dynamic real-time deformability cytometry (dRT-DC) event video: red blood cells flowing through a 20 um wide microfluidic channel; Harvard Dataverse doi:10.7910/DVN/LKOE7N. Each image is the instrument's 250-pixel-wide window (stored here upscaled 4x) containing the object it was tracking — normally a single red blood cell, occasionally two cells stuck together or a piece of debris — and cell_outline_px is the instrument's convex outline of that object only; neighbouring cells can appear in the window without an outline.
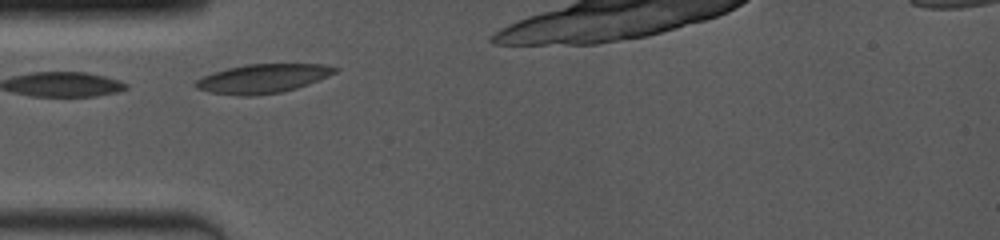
{"species": "common noctule bat (a hibernating species)", "species_latin": "Nyctalus noctula", "temperature_condition": "room temperature", "stored_images_in_passage": 5, "camera_frame_rate_fps": 4000, "um_per_image_px": 0.085, "animal": {"sex": "female", "body_mass_g": 19.0, "forearm_length_mm": 53.3}, "frame": {"image": 1, "passage_image": 1, "time_ms": 0.0, "image_size_px": [1000, 240], "cell_outline_px": [[340, 68], [336, 72], [308, 84], [284, 92], [256, 96], [240, 96], [208, 92], [196, 88], [192, 84], [196, 80], [212, 72], [228, 68], [248, 64], [324, 64]], "centroid_in_image_um": [22.31, 6.69], "position_along_channel_um": 62.7, "area_um2": 23.64}}